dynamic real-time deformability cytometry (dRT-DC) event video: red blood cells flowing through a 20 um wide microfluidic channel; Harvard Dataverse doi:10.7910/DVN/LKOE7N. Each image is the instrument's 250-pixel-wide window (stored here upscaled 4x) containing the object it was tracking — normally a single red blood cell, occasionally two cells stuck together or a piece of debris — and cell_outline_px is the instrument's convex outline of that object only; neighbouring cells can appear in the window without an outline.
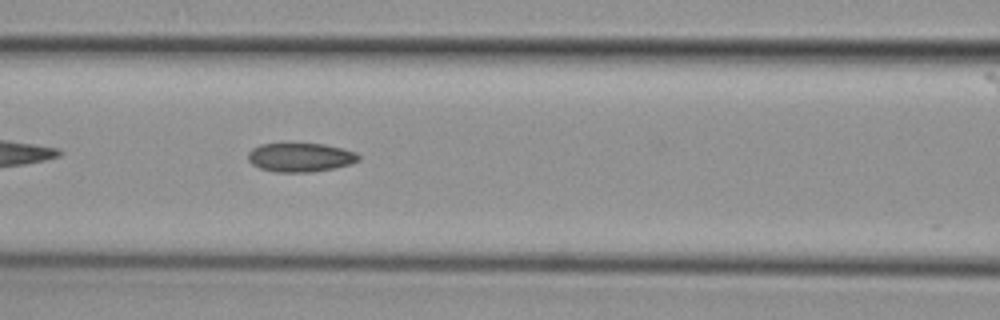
{"species": "common noctule bat (a hibernating species)", "species_latin": "Nyctalus noctula", "temperature_condition": "cold", "stored_images_in_passage": 34, "camera_frame_rate_fps": 3000, "um_per_image_px": 0.085, "animal": {"sex": "female", "body_mass_g": 29.2, "forearm_length_mm": 56.3}, "frame": {"image": 1, "passage_image": 8, "time_ms": 2.333, "image_size_px": [1000, 320], "cell_outline_px": [[360, 160], [352, 164], [336, 168], [312, 172], [276, 172], [260, 168], [252, 164], [248, 160], [248, 152], [252, 148], [260, 144], [324, 144], [344, 148], [356, 152], [360, 156]], "centroid_in_image_um": [25.57, 13.38], "position_along_channel_um": 141.0, "area_um2": 18.79}}
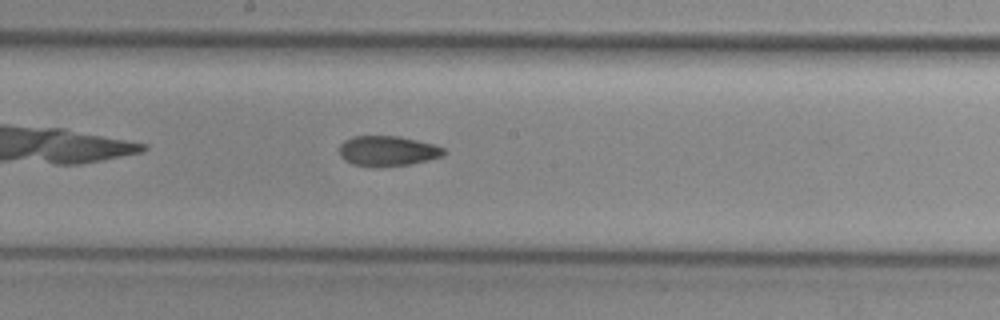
{"frame": {"image": 2, "passage_image": 14, "time_ms": 4.333, "image_size_px": [1000, 320], "cell_outline_px": [[444, 156], [428, 160], [408, 164], [376, 168], [352, 164], [344, 160], [340, 156], [340, 144], [344, 140], [352, 136], [400, 136], [432, 144], [444, 148]], "centroid_in_image_um": [32.91, 12.84], "position_along_channel_um": 215.3, "area_um2": 18.5}}
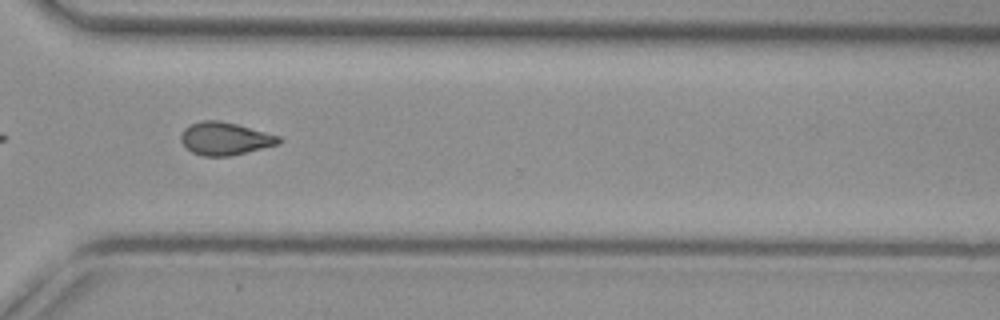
{"frame": {"image": 3, "passage_image": 25, "time_ms": 8.0, "image_size_px": [1000, 320], "cell_outline_px": [[280, 144], [228, 156], [204, 156], [192, 152], [180, 140], [180, 136], [184, 128], [192, 124], [204, 120], [220, 120], [236, 124], [280, 136]], "centroid_in_image_um": [19.11, 11.78], "position_along_channel_um": 351.5, "area_um2": 18.44}, "authors_computed_cell_mechanics": {"area_um2": 18.6405, "velocity_mm_per_s": 3.7163, "shape_relaxation_time_tau1_ms": null, "shape_relaxation_time_tau2_ms": 3.4638, "deformation_change_tau1": null, "deformation_change_tau2": 0.0886}}